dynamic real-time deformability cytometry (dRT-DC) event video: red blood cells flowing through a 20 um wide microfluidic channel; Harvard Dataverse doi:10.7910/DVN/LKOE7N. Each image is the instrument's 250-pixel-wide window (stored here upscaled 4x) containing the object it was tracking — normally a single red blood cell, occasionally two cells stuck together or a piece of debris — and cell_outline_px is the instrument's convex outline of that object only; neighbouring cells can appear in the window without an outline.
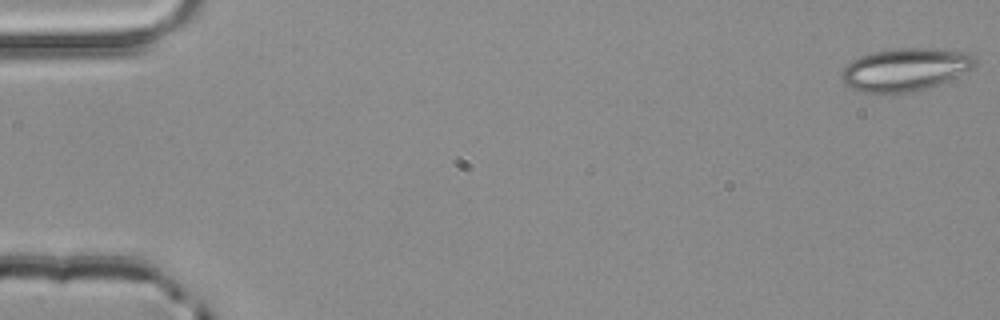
{"species": "common noctule bat (a hibernating species)", "species_latin": "Nyctalus noctula", "temperature_condition": "room temperature", "stored_images_in_passage": 3, "segment_of_instrument_passage": [2, 2], "camera_frame_rate_fps": 3000, "um_per_image_px": 0.085, "animal": {"sex": "male", "body_mass_g": 20.4}, "frame": {"image": 1, "passage_image": 3, "time_ms": 0.667, "image_size_px": [1000, 320], "cell_outline_px": [[976, 60], [972, 68], [948, 80], [928, 88], [908, 92], [860, 92], [844, 84], [840, 76], [844, 68], [852, 60], [860, 56], [872, 52], [892, 48], [936, 48], [972, 52], [976, 56]], "centroid_in_image_um": [76.96, 5.88], "position_along_channel_um": 8.0, "area_um2": 33.35}}